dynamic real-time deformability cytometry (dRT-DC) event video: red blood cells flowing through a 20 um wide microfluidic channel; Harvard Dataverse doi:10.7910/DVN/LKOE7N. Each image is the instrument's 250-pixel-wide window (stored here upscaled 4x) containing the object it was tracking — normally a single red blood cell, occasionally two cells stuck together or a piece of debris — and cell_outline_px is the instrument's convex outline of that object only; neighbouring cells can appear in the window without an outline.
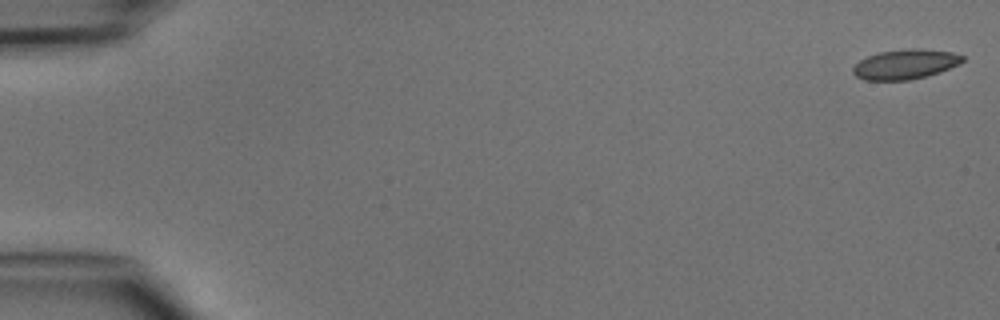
{"species": "common noctule bat (a hibernating species)", "species_latin": "Nyctalus noctula", "temperature_condition": "cold", "stored_images_in_passage": 4, "camera_frame_rate_fps": 3000, "um_per_image_px": 0.085, "animal": {"sex": "male", "body_mass_g": 15.6}, "frame": {"image": 1, "passage_image": 1, "time_ms": 0.0, "image_size_px": [1000, 320], "cell_outline_px": [[964, 60], [960, 64], [940, 72], [928, 76], [908, 80], [864, 80], [856, 76], [852, 72], [852, 68], [860, 60], [868, 56], [880, 52], [908, 48], [916, 48], [952, 52], [964, 56]], "centroid_in_image_um": [76.96, 5.46], "position_along_channel_um": 8.0, "area_um2": 19.07}}
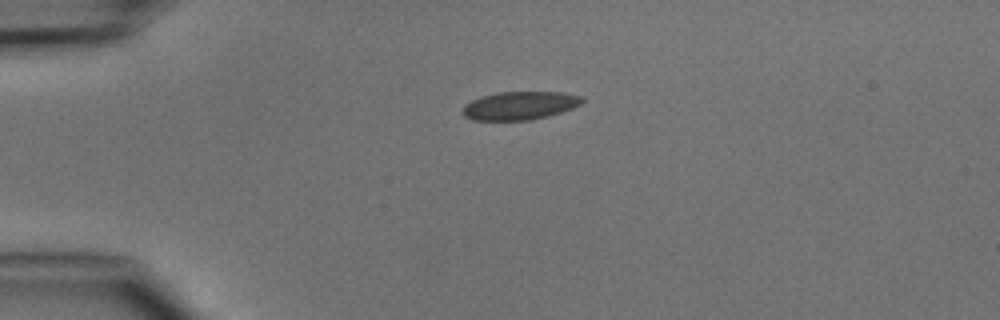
{"frame": {"image": 2, "passage_image": 4, "time_ms": 3.667, "image_size_px": [1000, 320], "cell_outline_px": [[584, 100], [580, 104], [572, 108], [548, 116], [528, 120], [472, 120], [464, 116], [460, 112], [464, 104], [472, 100], [496, 92], [564, 92], [580, 96]], "centroid_in_image_um": [44.14, 8.98], "position_along_channel_um": 40.9, "area_um2": 19.65}}